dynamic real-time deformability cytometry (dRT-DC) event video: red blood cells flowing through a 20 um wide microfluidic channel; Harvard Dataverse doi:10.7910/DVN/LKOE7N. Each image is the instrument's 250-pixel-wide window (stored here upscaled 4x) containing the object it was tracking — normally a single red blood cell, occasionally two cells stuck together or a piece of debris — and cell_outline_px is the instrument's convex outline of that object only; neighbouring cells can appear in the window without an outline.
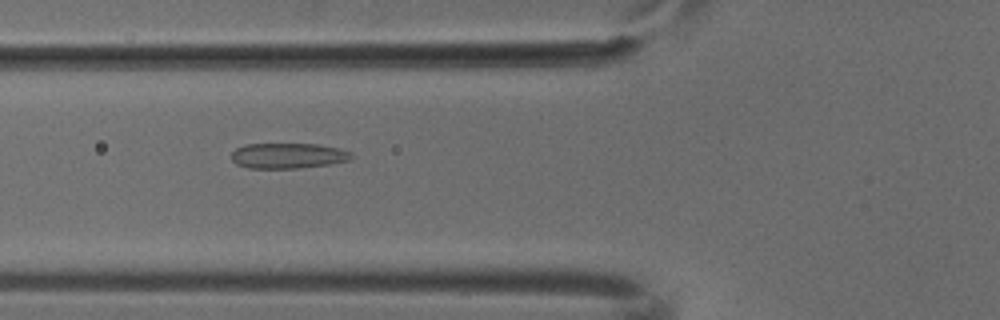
{"species": "common noctule bat (a hibernating species)", "species_latin": "Nyctalus noctula", "temperature_condition": "cold", "stored_images_in_passage": 8, "camera_frame_rate_fps": 3000, "um_per_image_px": 0.085, "animal": {"sex": "male", "body_mass_g": 18.8}, "frame": {"image": 1, "passage_image": 6, "time_ms": 1.667, "image_size_px": [1000, 320], "cell_outline_px": [[352, 156], [348, 160], [332, 164], [300, 168], [248, 168], [236, 164], [232, 160], [232, 152], [236, 148], [244, 144], [316, 144], [336, 148], [352, 152]], "centroid_in_image_um": [24.45, 13.24], "position_along_channel_um": 101.3, "area_um2": 17.74}}
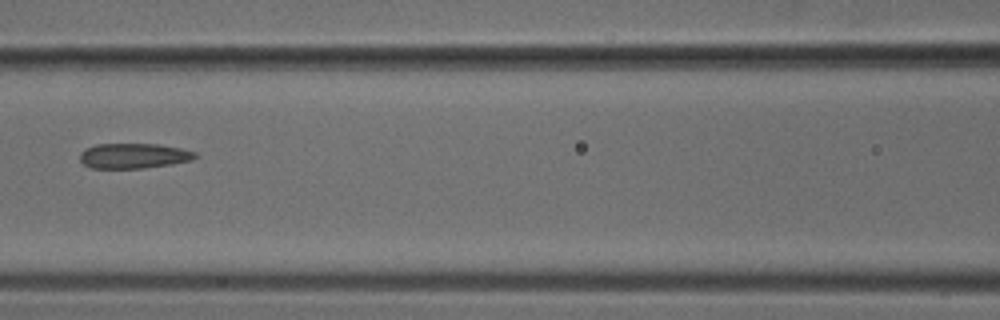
{"frame": {"image": 2, "passage_image": 7, "time_ms": 2.0, "image_size_px": [1000, 320], "cell_outline_px": [[200, 156], [192, 160], [172, 164], [144, 168], [92, 168], [84, 164], [80, 160], [80, 152], [84, 148], [96, 144], [160, 144], [180, 148], [196, 152]], "centroid_in_image_um": [11.38, 13.24], "position_along_channel_um": 155.2, "area_um2": 17.05}}
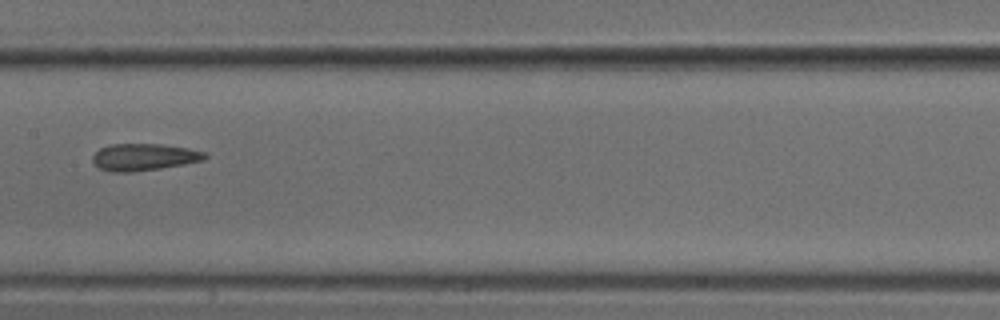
{"frame": {"image": 3, "passage_image": 8, "time_ms": 2.333, "image_size_px": [1000, 320], "cell_outline_px": [[208, 156], [204, 160], [184, 164], [160, 168], [132, 172], [112, 172], [100, 168], [92, 160], [92, 156], [100, 148], [112, 144], [160, 144], [188, 148], [204, 152]], "centroid_in_image_um": [12.24, 13.35], "position_along_channel_um": 195.2, "area_um2": 17.51}}